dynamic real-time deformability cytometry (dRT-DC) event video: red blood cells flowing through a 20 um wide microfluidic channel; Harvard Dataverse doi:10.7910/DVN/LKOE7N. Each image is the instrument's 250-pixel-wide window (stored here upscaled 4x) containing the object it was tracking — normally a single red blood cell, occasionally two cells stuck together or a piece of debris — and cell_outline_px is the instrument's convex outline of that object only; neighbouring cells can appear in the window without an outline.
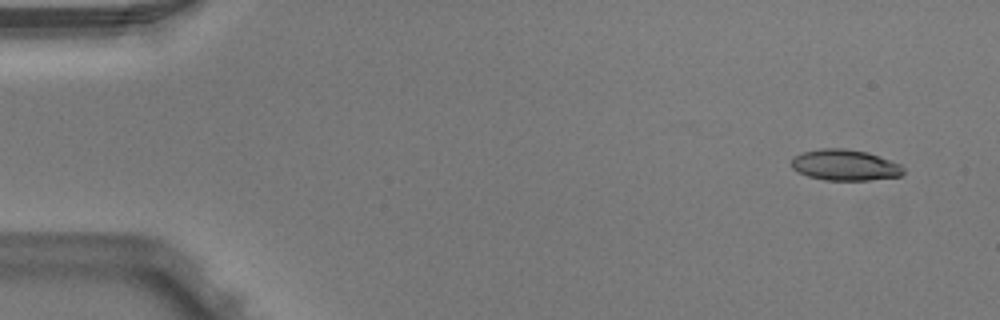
{"species": "Egyptian fruit bat (a non-hibernating species)", "species_latin": "Rousettus aegyptiacus", "temperature_condition": "warm", "stored_images_in_passage": 4, "camera_frame_rate_fps": 3000, "um_per_image_px": 0.085, "animal": {"sex": "male"}, "frame": {"image": 1, "passage_image": 1, "time_ms": 0.0, "image_size_px": [1000, 320], "cell_outline_px": [[904, 172], [900, 176], [868, 180], [824, 180], [808, 176], [792, 168], [792, 156], [804, 152], [820, 148], [844, 148], [868, 152], [900, 164], [904, 168]], "centroid_in_image_um": [71.82, 14.02], "position_along_channel_um": 13.2, "area_um2": 20.17}}
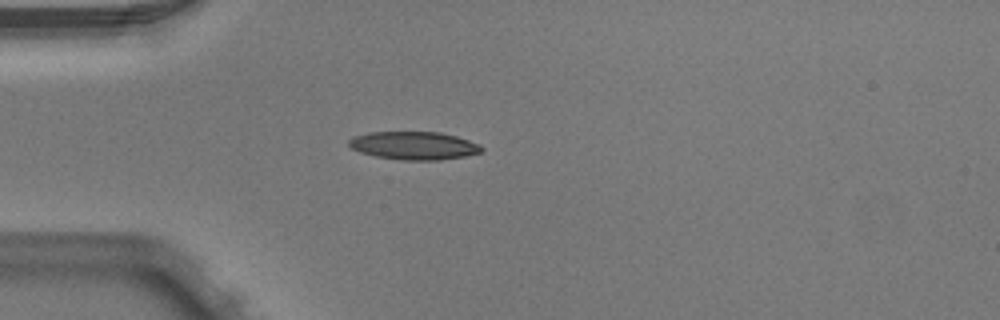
{"frame": {"image": 2, "passage_image": 4, "time_ms": 1.0, "image_size_px": [1000, 320], "cell_outline_px": [[484, 148], [480, 152], [464, 156], [440, 160], [400, 160], [376, 156], [360, 152], [352, 148], [348, 144], [348, 140], [352, 136], [368, 132], [440, 132], [456, 136], [480, 144]], "centroid_in_image_um": [35.16, 12.37], "position_along_channel_um": 49.8, "area_um2": 21.73}}